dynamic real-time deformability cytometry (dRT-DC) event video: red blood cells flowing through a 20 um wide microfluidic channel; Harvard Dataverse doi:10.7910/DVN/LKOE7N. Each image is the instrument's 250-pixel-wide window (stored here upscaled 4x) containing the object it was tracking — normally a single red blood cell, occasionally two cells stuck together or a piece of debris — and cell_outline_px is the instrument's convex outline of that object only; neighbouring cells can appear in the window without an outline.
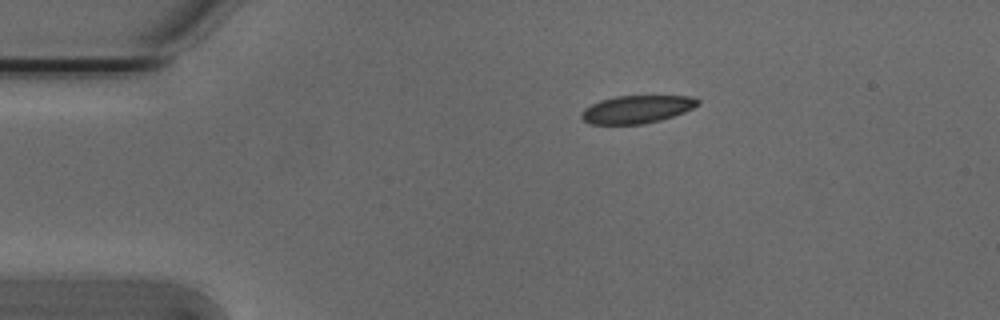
{"species": "Egyptian fruit bat (a non-hibernating species)", "species_latin": "Rousettus aegyptiacus", "temperature_condition": "cold", "stored_images_in_passage": 45, "camera_frame_rate_fps": 3000, "um_per_image_px": 0.085, "animal": {"sex": "male"}, "frame": {"image": 1, "passage_image": 1, "time_ms": 0.0, "image_size_px": [1000, 320], "cell_outline_px": [[700, 104], [684, 112], [660, 120], [644, 124], [588, 124], [580, 116], [584, 108], [600, 100], [616, 96], [692, 96], [700, 100]], "centroid_in_image_um": [54.13, 9.29], "position_along_channel_um": 30.9, "area_um2": 18.84}}
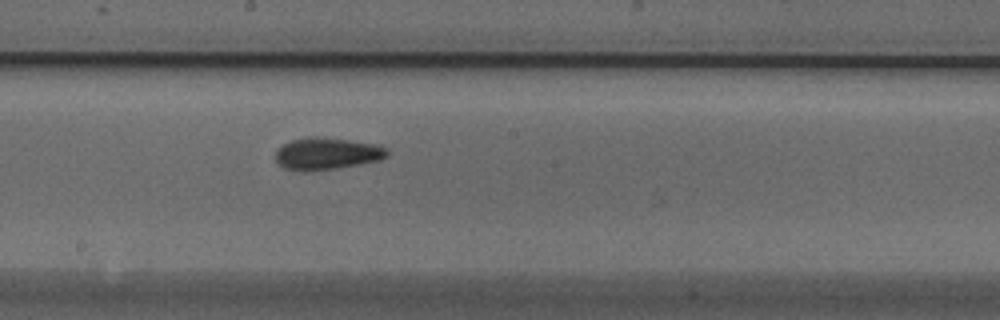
{"frame": {"image": 2, "passage_image": 20, "time_ms": 6.333, "image_size_px": [1000, 320], "cell_outline_px": [[388, 156], [380, 160], [336, 168], [304, 172], [284, 168], [276, 160], [276, 152], [284, 144], [292, 140], [308, 136], [316, 136], [380, 144], [388, 148]], "centroid_in_image_um": [27.82, 13.05], "position_along_channel_um": 220.4, "area_um2": 20.87}}
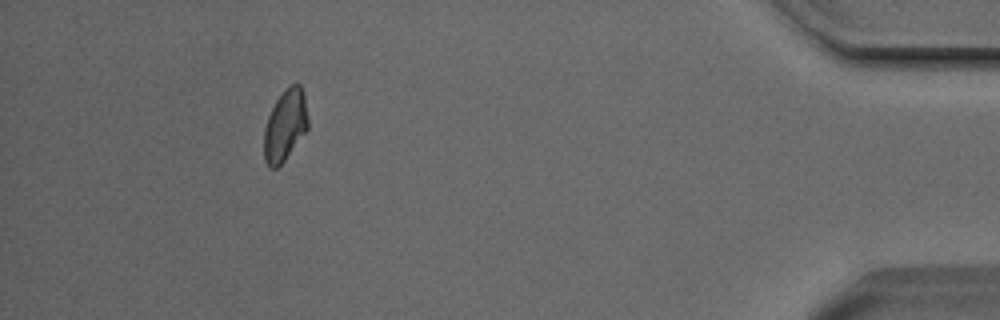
{"frame": {"image": 3, "passage_image": 40, "time_ms": 13.0, "image_size_px": [1000, 320], "cell_outline_px": [[308, 128], [284, 160], [276, 168], [268, 168], [264, 160], [264, 128], [268, 116], [276, 100], [284, 88], [292, 84], [300, 84], [304, 92], [308, 120]], "centroid_in_image_um": [24.23, 10.64], "position_along_channel_um": 411.0, "area_um2": 18.26}, "authors_computed_cell_mechanics": {"area_um2": 19.4786, "velocity_mm_per_s": 3.7902, "shape_relaxation_time_tau1_ms": 4.6413, "shape_relaxation_time_tau2_ms": 1.8638, "deformation_change_tau1": 0.1002, "deformation_change_tau2": 0.0603}}